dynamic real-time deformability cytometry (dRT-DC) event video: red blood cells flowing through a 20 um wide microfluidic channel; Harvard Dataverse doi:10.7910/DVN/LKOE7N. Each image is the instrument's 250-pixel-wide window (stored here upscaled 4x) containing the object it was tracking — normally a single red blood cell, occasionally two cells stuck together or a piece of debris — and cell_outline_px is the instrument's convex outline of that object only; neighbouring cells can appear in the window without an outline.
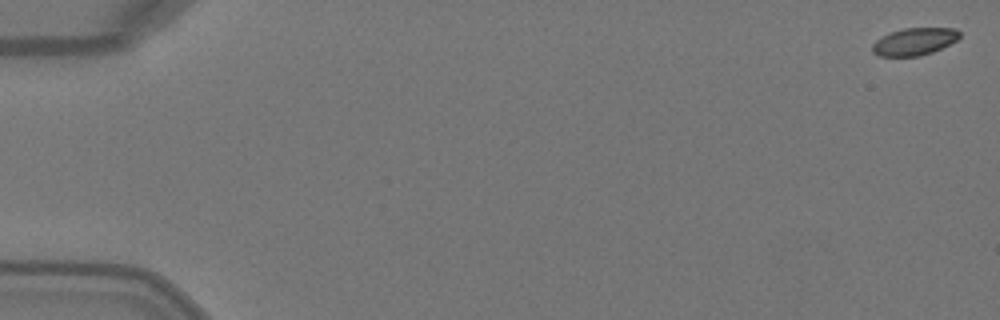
{"species": "Egyptian fruit bat (a non-hibernating species)", "species_latin": "Rousettus aegyptiacus", "temperature_condition": "warm", "stored_images_in_passage": 4, "camera_frame_rate_fps": 3000, "um_per_image_px": 0.085, "animal": {"sex": "female"}, "frame": {"image": 1, "passage_image": 1, "time_ms": 0.0, "image_size_px": [1000, 320], "cell_outline_px": [[960, 36], [956, 40], [932, 52], [920, 56], [880, 56], [872, 52], [872, 44], [876, 40], [892, 32], [904, 28], [956, 28], [960, 32]], "centroid_in_image_um": [77.72, 3.53], "position_along_channel_um": 7.3, "area_um2": 13.7}}